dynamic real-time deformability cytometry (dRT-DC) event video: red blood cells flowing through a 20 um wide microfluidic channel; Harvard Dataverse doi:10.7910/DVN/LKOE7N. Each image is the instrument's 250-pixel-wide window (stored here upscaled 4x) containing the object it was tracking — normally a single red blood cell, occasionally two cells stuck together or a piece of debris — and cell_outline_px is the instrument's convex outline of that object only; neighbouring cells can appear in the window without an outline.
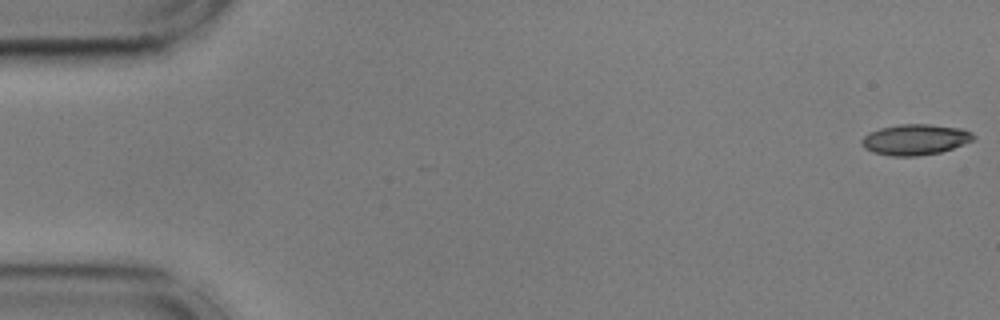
{"species": "common noctule bat (a hibernating species)", "species_latin": "Nyctalus noctula", "temperature_condition": "cold", "stored_images_in_passage": 11, "camera_frame_rate_fps": 3000, "um_per_image_px": 0.085, "animal": {"sex": "male", "body_mass_g": 17.9, "forearm_length_mm": 54.2}, "frame": {"image": 1, "passage_image": 1, "time_ms": 0.0, "image_size_px": [1000, 320], "cell_outline_px": [[976, 136], [972, 140], [964, 144], [940, 152], [916, 156], [892, 156], [872, 152], [864, 148], [860, 144], [860, 140], [868, 132], [880, 128], [900, 124], [928, 124], [964, 128], [972, 132]], "centroid_in_image_um": [77.77, 11.85], "position_along_channel_um": 7.2, "area_um2": 20.17}}